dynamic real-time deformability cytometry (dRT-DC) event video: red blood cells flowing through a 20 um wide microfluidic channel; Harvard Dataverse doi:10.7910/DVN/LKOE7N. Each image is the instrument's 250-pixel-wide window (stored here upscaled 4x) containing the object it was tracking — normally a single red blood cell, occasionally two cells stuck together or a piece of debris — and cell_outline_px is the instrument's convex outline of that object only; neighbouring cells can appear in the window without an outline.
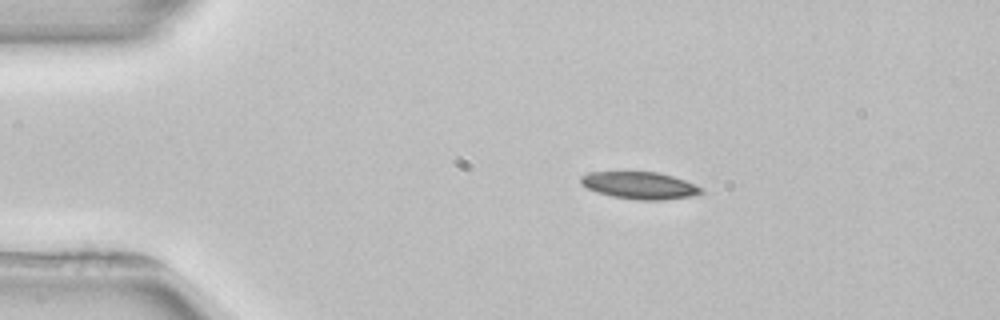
{"species": "common noctule bat (a hibernating species)", "species_latin": "Nyctalus noctula", "temperature_condition": "room temperature", "stored_images_in_passage": 2, "camera_frame_rate_fps": 3000, "um_per_image_px": 0.085, "animal": {"sex": "female", "body_mass_g": 22.7, "forearm_length_mm": 54.2}, "frame": {"image": 1, "passage_image": 2, "time_ms": 1.333, "image_size_px": [1000, 320], "cell_outline_px": [[704, 192], [692, 196], [660, 200], [640, 200], [612, 196], [596, 192], [580, 184], [580, 176], [592, 172], [656, 172], [672, 176], [684, 180], [704, 188]], "centroid_in_image_um": [54.38, 15.76], "position_along_channel_um": 30.6, "area_um2": 18.96}}